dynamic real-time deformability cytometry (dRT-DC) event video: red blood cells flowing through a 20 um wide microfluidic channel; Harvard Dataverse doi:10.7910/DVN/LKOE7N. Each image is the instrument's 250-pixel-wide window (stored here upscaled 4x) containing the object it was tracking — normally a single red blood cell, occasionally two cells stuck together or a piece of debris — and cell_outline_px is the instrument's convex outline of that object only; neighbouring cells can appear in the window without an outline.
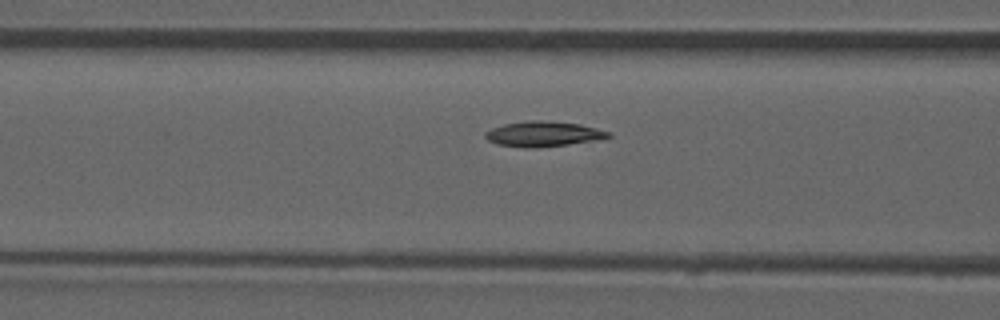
{"species": "common noctule bat (a hibernating species)", "species_latin": "Nyctalus noctula", "temperature_condition": "room temperature", "stored_images_in_passage": 44, "camera_frame_rate_fps": 3000, "um_per_image_px": 0.085, "animal": {"sex": "male", "forearm_length_mm": 52.5}, "frame": {"image": 1, "passage_image": 13, "time_ms": 4.0, "image_size_px": [1000, 320], "cell_outline_px": [[612, 136], [604, 140], [536, 148], [532, 148], [496, 144], [488, 140], [484, 136], [484, 132], [492, 128], [504, 124], [528, 120], [536, 120], [580, 124], [612, 132]], "centroid_in_image_um": [46.24, 11.39], "position_along_channel_um": 120.4, "area_um2": 18.26}, "authors_computed_cell_mechanics": {"area_um2": 17.5712, "velocity_mm_per_s": 3.9085, "shape_relaxation_time_tau1_ms": 8.1202, "shape_relaxation_time_tau2_ms": null, "deformation_change_tau1": 0.1603, "deformation_change_tau2": null}}